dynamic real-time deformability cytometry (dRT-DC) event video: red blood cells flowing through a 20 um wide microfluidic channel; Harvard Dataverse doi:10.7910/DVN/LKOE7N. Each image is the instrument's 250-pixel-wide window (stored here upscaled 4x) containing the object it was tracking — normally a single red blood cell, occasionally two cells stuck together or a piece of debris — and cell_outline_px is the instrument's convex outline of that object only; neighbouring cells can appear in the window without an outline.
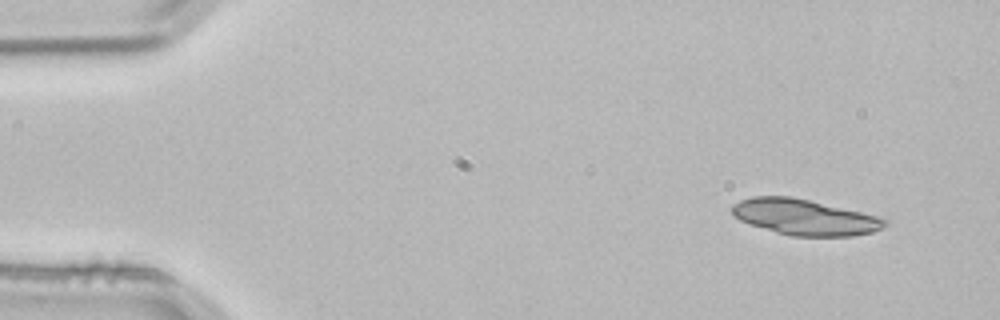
{"species": "common noctule bat (a hibernating species)", "species_latin": "Nyctalus noctula", "temperature_condition": "room temperature", "stored_images_in_passage": 4, "segment_of_instrument_passage": [1, 2], "camera_frame_rate_fps": 3000, "um_per_image_px": 0.085, "animal": {"sex": "male", "body_mass_g": 21.5, "forearm_length_mm": 52.0}, "frame": {"image": 1, "passage_image": 1, "time_ms": 0.0, "image_size_px": [1000, 320], "cell_outline_px": [[888, 224], [884, 228], [872, 232], [852, 236], [792, 236], [776, 232], [748, 224], [732, 216], [732, 204], [740, 200], [752, 196], [788, 196], [808, 200], [860, 212], [876, 216], [888, 220]], "centroid_in_image_um": [68.36, 18.46], "position_along_channel_um": 16.6, "area_um2": 31.73}}